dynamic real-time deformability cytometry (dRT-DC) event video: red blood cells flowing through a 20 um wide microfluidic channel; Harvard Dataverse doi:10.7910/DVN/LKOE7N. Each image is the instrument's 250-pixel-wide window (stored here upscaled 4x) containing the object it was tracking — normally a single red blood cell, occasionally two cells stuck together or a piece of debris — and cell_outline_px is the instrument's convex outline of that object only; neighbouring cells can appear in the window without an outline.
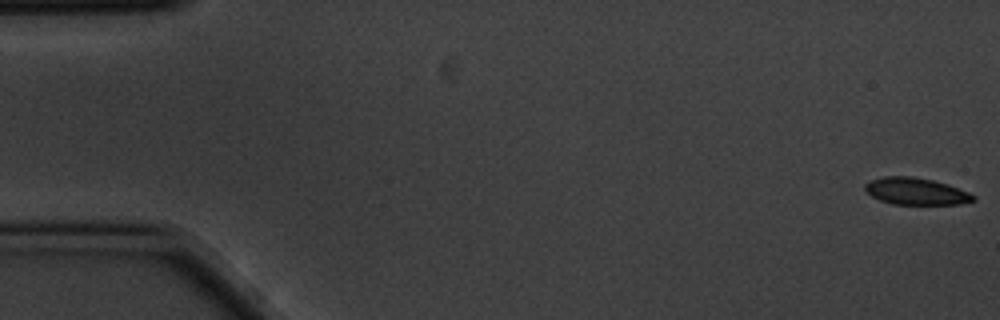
{"species": "common noctule bat (a hibernating species)", "species_latin": "Nyctalus noctula", "temperature_condition": "cold", "stored_images_in_passage": 8, "camera_frame_rate_fps": 3000, "um_per_image_px": 0.085, "animal": {"sex": "male", "body_mass_g": 20.1, "forearm_length_mm": 53.5}, "frame": {"image": 1, "passage_image": 1, "time_ms": 0.0, "image_size_px": [1000, 320], "cell_outline_px": [[976, 200], [960, 204], [892, 204], [880, 200], [872, 196], [864, 188], [864, 184], [872, 180], [884, 176], [912, 176], [932, 180], [948, 184], [968, 192], [976, 196]], "centroid_in_image_um": [77.87, 16.26], "position_along_channel_um": 7.1, "area_um2": 16.94}}
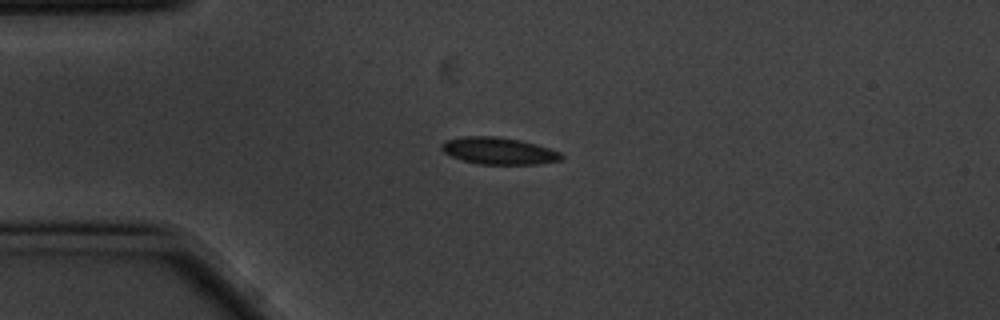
{"frame": {"image": 2, "passage_image": 5, "time_ms": 1.333, "image_size_px": [1000, 320], "cell_outline_px": [[564, 156], [560, 160], [536, 164], [480, 164], [464, 160], [452, 156], [444, 152], [440, 148], [440, 144], [444, 140], [464, 136], [496, 136], [520, 140], [536, 144], [560, 152]], "centroid_in_image_um": [42.36, 12.81], "position_along_channel_um": 42.6, "area_um2": 18.73}}